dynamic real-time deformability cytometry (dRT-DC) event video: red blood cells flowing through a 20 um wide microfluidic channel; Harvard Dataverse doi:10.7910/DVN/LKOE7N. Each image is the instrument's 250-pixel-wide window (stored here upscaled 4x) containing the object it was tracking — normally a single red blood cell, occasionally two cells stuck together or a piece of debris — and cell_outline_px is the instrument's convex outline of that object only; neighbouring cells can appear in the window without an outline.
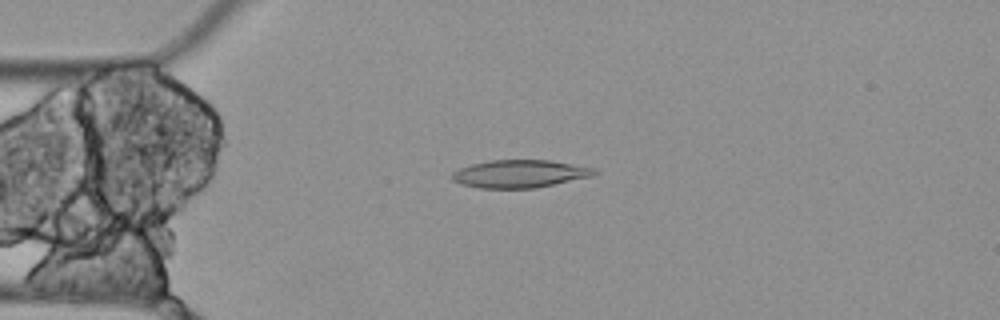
{"species": "Egyptian fruit bat (a non-hibernating species)", "species_latin": "Rousettus aegyptiacus", "temperature_condition": "cold", "stored_images_in_passage": 3, "camera_frame_rate_fps": 3000, "um_per_image_px": 0.085, "animal": {"sex": "female"}, "frame": {"image": 1, "passage_image": 1, "time_ms": 0.0, "image_size_px": [1000, 320], "cell_outline_px": [[600, 172], [592, 176], [536, 188], [480, 188], [460, 184], [452, 180], [452, 172], [460, 168], [472, 164], [488, 160], [548, 160], [596, 168]], "centroid_in_image_um": [44.18, 14.77], "position_along_channel_um": 40.8, "area_um2": 23.06}}
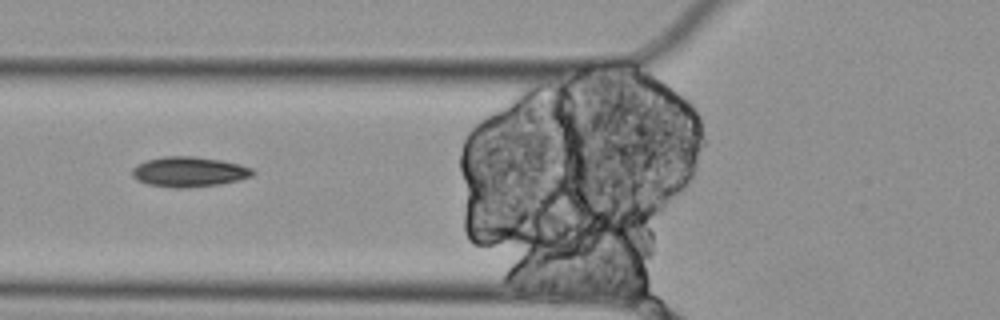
{"frame": {"image": 2, "passage_image": 3, "time_ms": 0.667, "image_size_px": [1000, 320], "cell_outline_px": [[256, 172], [252, 176], [220, 184], [188, 188], [176, 188], [148, 184], [136, 180], [132, 176], [132, 168], [136, 164], [144, 160], [164, 156], [196, 156], [220, 160], [240, 164], [252, 168]], "centroid_in_image_um": [16.04, 14.59], "position_along_channel_um": 109.8, "area_um2": 21.33}}